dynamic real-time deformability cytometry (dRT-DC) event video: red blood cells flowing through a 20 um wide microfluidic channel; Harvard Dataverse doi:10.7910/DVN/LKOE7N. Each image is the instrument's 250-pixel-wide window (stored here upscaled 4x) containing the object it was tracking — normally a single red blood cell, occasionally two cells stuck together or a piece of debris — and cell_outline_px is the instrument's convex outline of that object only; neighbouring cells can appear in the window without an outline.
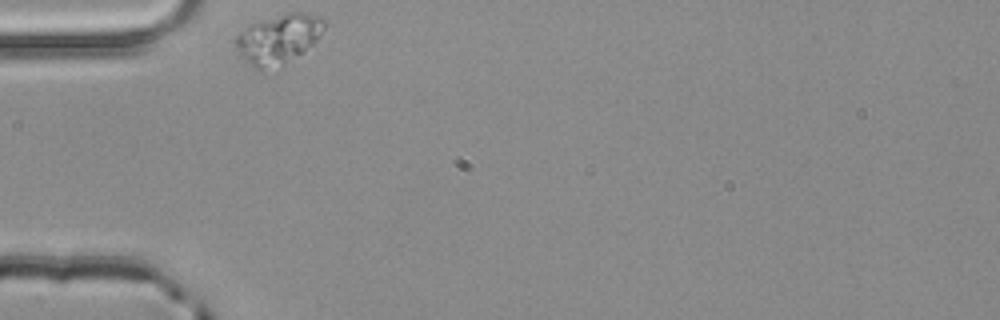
{"species": "common noctule bat (a hibernating species)", "species_latin": "Nyctalus noctula", "temperature_condition": "room temperature", "stored_images_in_passage": 2, "camera_frame_rate_fps": 3000, "um_per_image_px": 0.085, "animal": {"sex": "male", "body_mass_g": 20.4}, "frame": {"image": 1, "passage_image": 1, "time_ms": 0.0, "image_size_px": [1000, 320], "cell_outline_px": [[328, 24], [316, 40], [312, 44], [284, 68], [260, 72], [240, 56], [232, 40], [240, 32], [252, 24], [284, 12], [300, 12], [324, 16], [328, 20]], "centroid_in_image_um": [23.7, 3.34], "position_along_channel_um": 61.3, "area_um2": 26.47}}
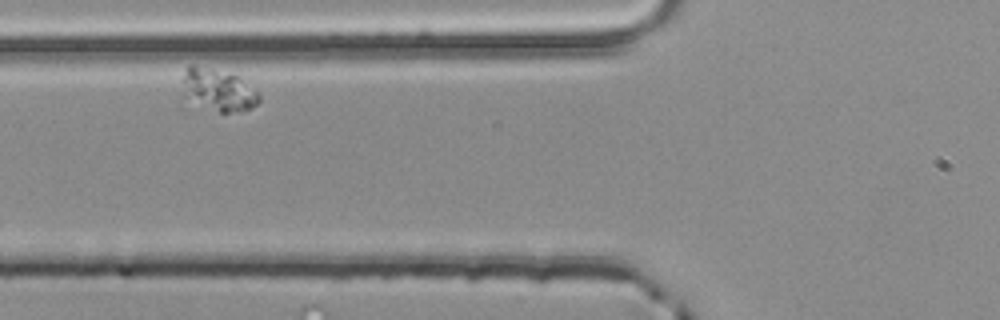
{"frame": {"image": 2, "passage_image": 2, "time_ms": 0.333, "image_size_px": [1000, 320], "cell_outline_px": [[260, 100], [252, 108], [228, 112], [220, 112], [184, 96], [180, 80], [188, 64], [196, 64], [240, 76], [260, 96]], "centroid_in_image_um": [18.51, 7.58], "position_along_channel_um": 107.3, "area_um2": 18.61}}